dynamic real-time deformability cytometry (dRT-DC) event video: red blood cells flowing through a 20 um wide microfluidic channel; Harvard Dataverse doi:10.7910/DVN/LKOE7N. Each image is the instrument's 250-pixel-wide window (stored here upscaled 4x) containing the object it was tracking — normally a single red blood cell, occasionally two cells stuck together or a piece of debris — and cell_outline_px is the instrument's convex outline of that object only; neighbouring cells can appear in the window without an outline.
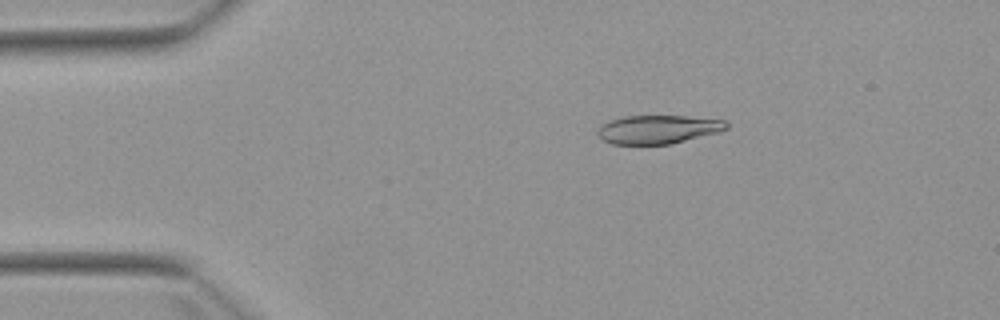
{"species": "Egyptian fruit bat (a non-hibernating species)", "species_latin": "Rousettus aegyptiacus", "temperature_condition": "warm", "stored_images_in_passage": 5, "camera_frame_rate_fps": 3000, "um_per_image_px": 0.085, "animal": {"sex": "female"}, "frame": {"image": 1, "passage_image": 3, "time_ms": 2.667, "image_size_px": [1000, 320], "cell_outline_px": [[728, 128], [720, 132], [672, 144], [612, 144], [604, 140], [596, 132], [600, 124], [624, 116], [684, 116], [724, 120], [728, 124]], "centroid_in_image_um": [55.95, 11.0], "position_along_channel_um": 29.1, "area_um2": 21.44}}
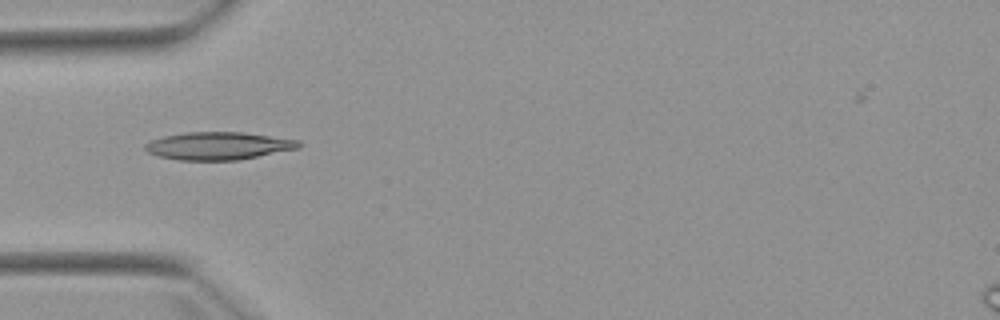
{"frame": {"image": 2, "passage_image": 5, "time_ms": 5.0, "image_size_px": [1000, 320], "cell_outline_px": [[300, 144], [296, 148], [240, 160], [180, 160], [156, 156], [148, 152], [144, 148], [144, 144], [152, 140], [164, 136], [184, 132], [244, 132], [300, 140]], "centroid_in_image_um": [18.52, 12.39], "position_along_channel_um": 66.5, "area_um2": 24.74}}